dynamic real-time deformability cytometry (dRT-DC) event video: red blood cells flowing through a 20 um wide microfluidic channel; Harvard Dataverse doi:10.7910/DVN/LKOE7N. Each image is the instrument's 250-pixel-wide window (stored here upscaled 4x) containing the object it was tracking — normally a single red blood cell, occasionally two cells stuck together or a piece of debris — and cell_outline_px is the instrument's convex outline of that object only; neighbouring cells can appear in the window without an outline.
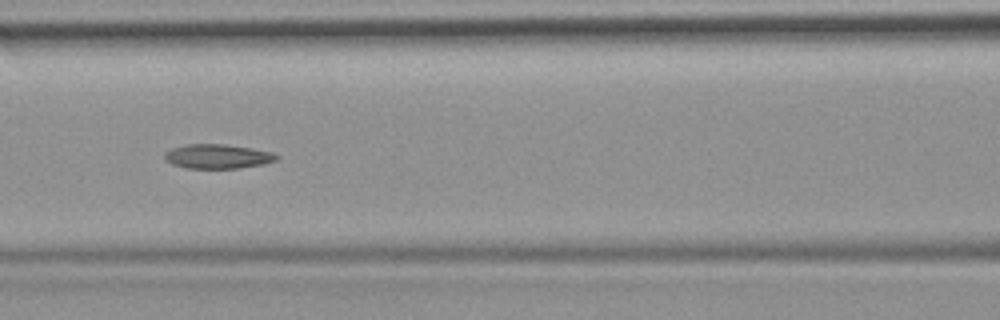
{"species": "common noctule bat (a hibernating species)", "species_latin": "Nyctalus noctula", "temperature_condition": "room temperature", "stored_images_in_passage": 51, "camera_frame_rate_fps": 3000, "um_per_image_px": 0.085, "animal": {"sex": "female", "body_mass_g": 19.9}, "frame": {"image": 1, "passage_image": 22, "time_ms": 7.0, "image_size_px": [1000, 320], "cell_outline_px": [[280, 156], [276, 160], [264, 164], [240, 168], [184, 168], [172, 164], [164, 160], [164, 152], [172, 148], [188, 144], [224, 144], [252, 148], [272, 152]], "centroid_in_image_um": [18.48, 13.29], "position_along_channel_um": 148.1, "area_um2": 16.01}}